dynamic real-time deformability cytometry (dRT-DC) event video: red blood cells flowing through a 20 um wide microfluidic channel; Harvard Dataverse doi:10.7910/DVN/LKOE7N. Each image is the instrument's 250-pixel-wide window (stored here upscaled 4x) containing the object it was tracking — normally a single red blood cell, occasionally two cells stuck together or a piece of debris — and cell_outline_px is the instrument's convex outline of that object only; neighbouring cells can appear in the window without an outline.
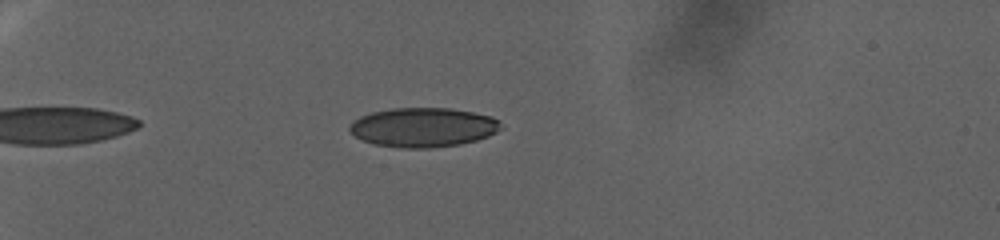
{"species": "human", "species_latin": "Homo sapiens", "temperature_condition": "warm", "stored_images_in_passage": 95, "camera_frame_rate_fps": 3000, "um_per_image_px": 0.085, "donor": {"sex": "female"}, "frame": {"image": 1, "passage_image": 32, "time_ms": 10.333, "image_size_px": [1000, 240], "cell_outline_px": [[504, 128], [488, 136], [476, 140], [460, 144], [432, 148], [400, 148], [372, 144], [356, 136], [348, 128], [352, 120], [360, 116], [372, 112], [392, 108], [448, 108], [472, 112], [492, 116], [500, 120]], "centroid_in_image_um": [35.99, 10.82], "position_along_channel_um": 49.0, "area_um2": 34.91}}
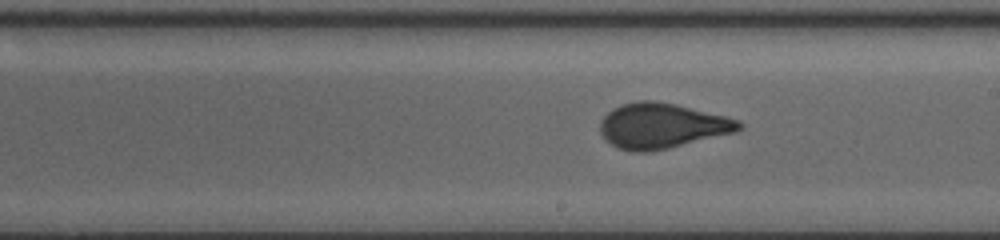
{"frame": {"image": 2, "passage_image": 62, "time_ms": 20.333, "image_size_px": [1000, 240], "cell_outline_px": [[744, 128], [736, 132], [668, 148], [648, 152], [632, 152], [616, 148], [604, 140], [600, 132], [600, 120], [612, 108], [620, 104], [636, 100], [656, 100], [676, 104], [728, 116], [740, 120], [744, 124]], "centroid_in_image_um": [56.26, 10.68], "position_along_channel_um": 232.7, "area_um2": 37.22}}
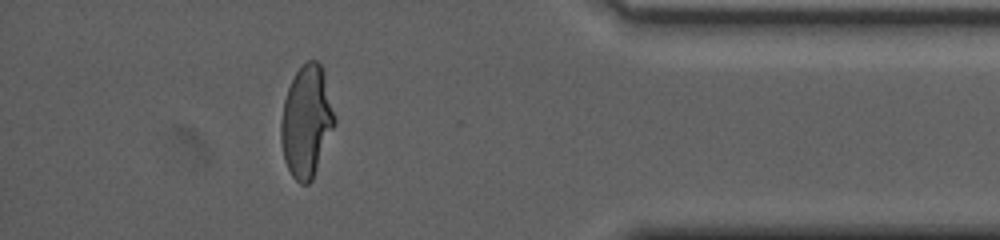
{"frame": {"image": 3, "passage_image": 87, "time_ms": 28.667, "image_size_px": [1000, 240], "cell_outline_px": [[336, 124], [312, 180], [308, 184], [300, 184], [292, 176], [284, 160], [280, 140], [280, 120], [284, 100], [288, 88], [296, 72], [308, 60], [316, 60], [320, 64], [324, 72], [336, 120]], "centroid_in_image_um": [26.05, 10.34], "position_along_channel_um": 409.2, "area_um2": 34.91}}